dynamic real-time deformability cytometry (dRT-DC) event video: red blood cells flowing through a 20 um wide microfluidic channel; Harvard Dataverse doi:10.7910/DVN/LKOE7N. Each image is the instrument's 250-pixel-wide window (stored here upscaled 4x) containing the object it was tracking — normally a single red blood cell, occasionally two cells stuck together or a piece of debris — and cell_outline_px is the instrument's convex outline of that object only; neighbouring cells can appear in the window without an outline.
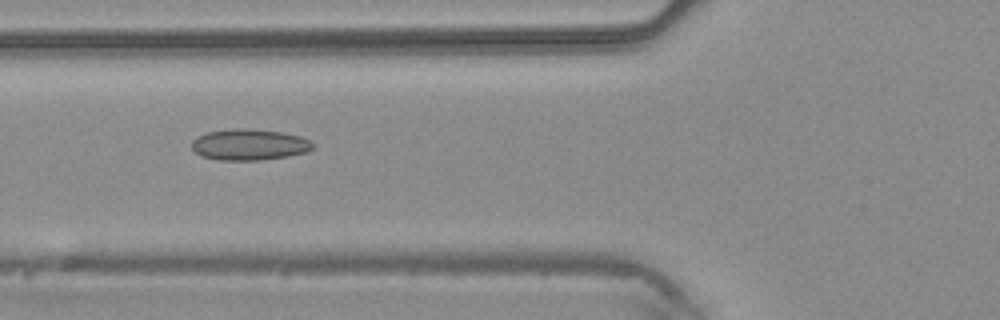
{"species": "common noctule bat (a hibernating species)", "species_latin": "Nyctalus noctula", "temperature_condition": "warm", "stored_images_in_passage": 6, "segment_of_instrument_passage": [1, 2], "camera_frame_rate_fps": 3000, "um_per_image_px": 0.085, "animal": {"sex": "male", "body_mass_g": 20.4}, "frame": {"image": 1, "passage_image": 5, "time_ms": 1.333, "image_size_px": [1000, 320], "cell_outline_px": [[312, 148], [308, 152], [288, 156], [260, 160], [216, 160], [200, 156], [192, 148], [192, 140], [196, 136], [208, 132], [236, 128], [244, 128], [284, 132], [300, 136], [308, 140], [312, 144]], "centroid_in_image_um": [21.16, 12.29], "position_along_channel_um": 104.6, "area_um2": 22.02}}